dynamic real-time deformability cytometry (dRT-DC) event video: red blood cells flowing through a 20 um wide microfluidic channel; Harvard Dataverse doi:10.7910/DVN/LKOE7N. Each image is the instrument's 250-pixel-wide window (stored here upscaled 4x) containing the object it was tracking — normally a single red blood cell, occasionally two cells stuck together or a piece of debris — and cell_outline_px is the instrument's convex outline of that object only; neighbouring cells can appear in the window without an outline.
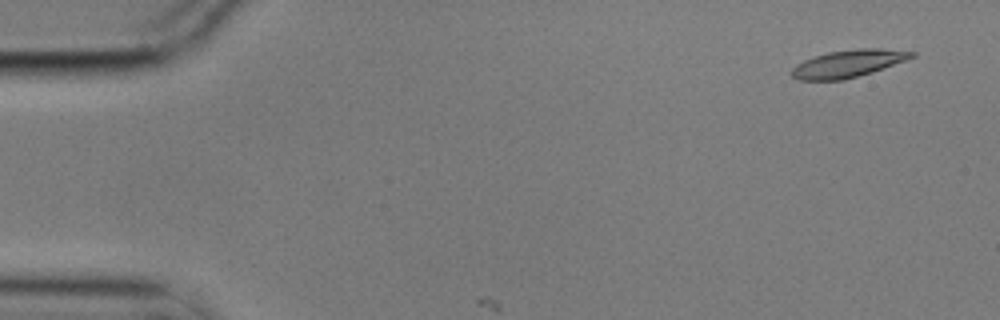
{"species": "common noctule bat (a hibernating species)", "species_latin": "Nyctalus noctula", "temperature_condition": "cold", "stored_images_in_passage": 3, "camera_frame_rate_fps": 3000, "um_per_image_px": 0.085, "animal": {"sex": "male", "body_mass_g": 17.9}, "frame": {"image": 1, "passage_image": 1, "time_ms": 0.0, "image_size_px": [1000, 320], "cell_outline_px": [[916, 56], [908, 60], [872, 72], [844, 80], [800, 80], [792, 76], [792, 68], [796, 64], [804, 60], [828, 52], [860, 48], [880, 48], [916, 52]], "centroid_in_image_um": [72.13, 5.4], "position_along_channel_um": 12.9, "area_um2": 19.13}}